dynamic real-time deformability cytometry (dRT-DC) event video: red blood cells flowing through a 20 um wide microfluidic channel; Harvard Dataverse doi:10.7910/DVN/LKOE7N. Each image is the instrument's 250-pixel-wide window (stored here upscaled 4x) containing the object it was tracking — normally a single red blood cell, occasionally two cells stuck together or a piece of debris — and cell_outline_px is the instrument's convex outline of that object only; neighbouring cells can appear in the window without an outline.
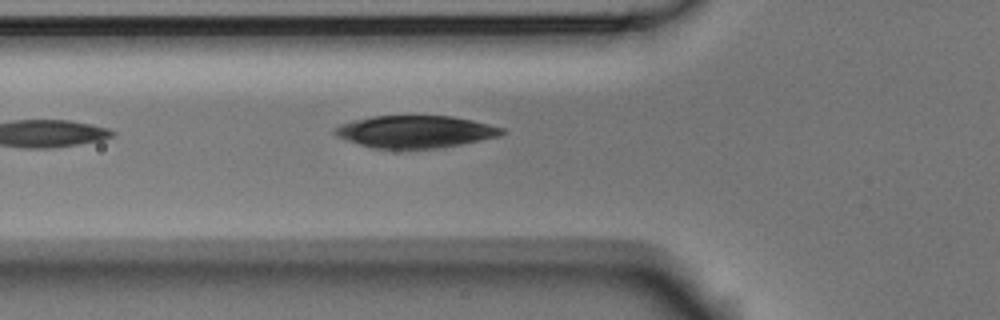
{"species": "Egyptian fruit bat (a non-hibernating species)", "species_latin": "Rousettus aegyptiacus", "temperature_condition": "room temperature", "stored_images_in_passage": 2, "camera_frame_rate_fps": 3000, "um_per_image_px": 0.085, "animal": {"sex": "male"}, "frame": {"image": 1, "passage_image": 2, "time_ms": 0.333, "image_size_px": [1000, 320], "cell_outline_px": [[504, 132], [500, 136], [440, 148], [372, 148], [336, 136], [332, 132], [340, 124], [372, 116], [452, 116], [472, 120], [504, 128]], "centroid_in_image_um": [35.31, 11.19], "position_along_channel_um": 90.5, "area_um2": 31.04}}